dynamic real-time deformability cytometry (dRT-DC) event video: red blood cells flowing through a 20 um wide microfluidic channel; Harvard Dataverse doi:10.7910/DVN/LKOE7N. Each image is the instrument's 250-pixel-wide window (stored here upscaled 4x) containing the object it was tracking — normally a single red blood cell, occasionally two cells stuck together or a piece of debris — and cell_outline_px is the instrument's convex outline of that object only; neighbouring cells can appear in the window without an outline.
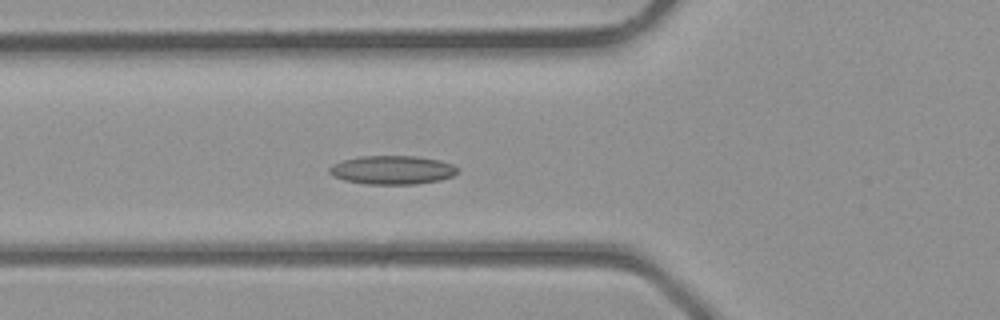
{"species": "common noctule bat (a hibernating species)", "species_latin": "Nyctalus noctula", "temperature_condition": "room temperature", "stored_images_in_passage": 40, "camera_frame_rate_fps": 3000, "um_per_image_px": 0.085, "animal": {"sex": "male", "body_mass_g": 23.1, "forearm_length_mm": 52.7}, "frame": {"image": 1, "passage_image": 15, "time_ms": 4.667, "image_size_px": [1000, 320], "cell_outline_px": [[456, 172], [452, 176], [440, 180], [416, 184], [368, 184], [344, 180], [332, 176], [328, 172], [328, 168], [332, 164], [344, 160], [360, 156], [416, 156], [440, 160], [452, 164], [456, 168]], "centroid_in_image_um": [33.3, 14.44], "position_along_channel_um": 92.5, "area_um2": 21.39}}
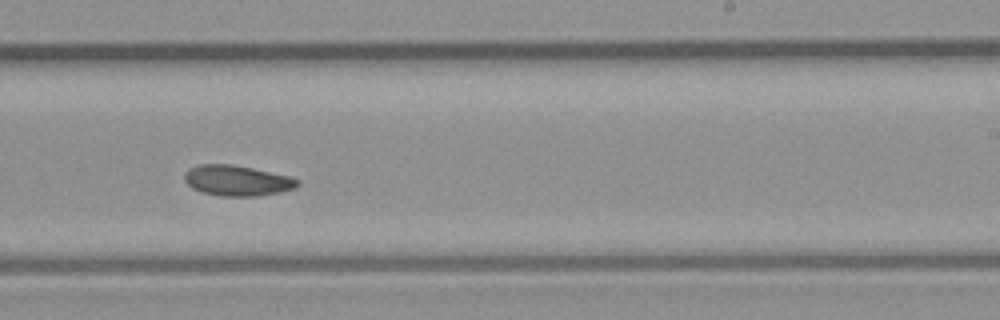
{"frame": {"image": 2, "passage_image": 25, "time_ms": 8.0, "image_size_px": [1000, 320], "cell_outline_px": [[300, 184], [296, 188], [280, 192], [260, 196], [224, 196], [200, 192], [192, 188], [184, 180], [184, 176], [188, 168], [200, 164], [228, 164], [252, 168], [292, 176], [300, 180]], "centroid_in_image_um": [20.18, 15.35], "position_along_channel_um": 268.8, "area_um2": 20.29}}
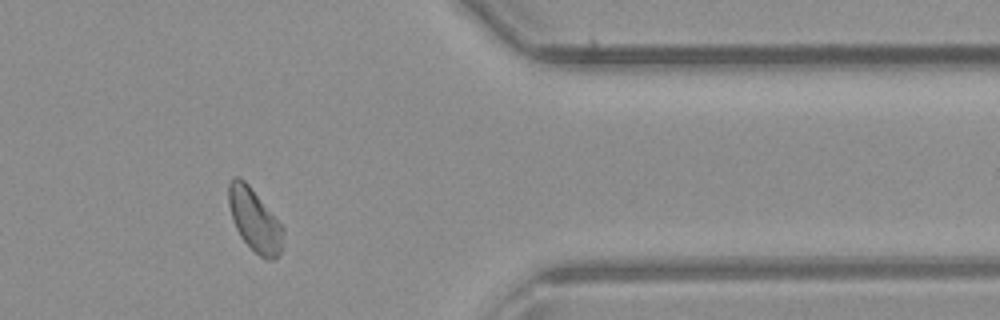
{"frame": {"image": 3, "passage_image": 33, "time_ms": 10.667, "image_size_px": [1000, 320], "cell_outline_px": [[284, 232], [280, 252], [276, 260], [268, 260], [260, 256], [240, 236], [236, 228], [228, 204], [228, 184], [232, 176], [240, 176], [248, 184], [284, 228]], "centroid_in_image_um": [21.63, 18.69], "position_along_channel_um": 389.8, "area_um2": 19.71}}